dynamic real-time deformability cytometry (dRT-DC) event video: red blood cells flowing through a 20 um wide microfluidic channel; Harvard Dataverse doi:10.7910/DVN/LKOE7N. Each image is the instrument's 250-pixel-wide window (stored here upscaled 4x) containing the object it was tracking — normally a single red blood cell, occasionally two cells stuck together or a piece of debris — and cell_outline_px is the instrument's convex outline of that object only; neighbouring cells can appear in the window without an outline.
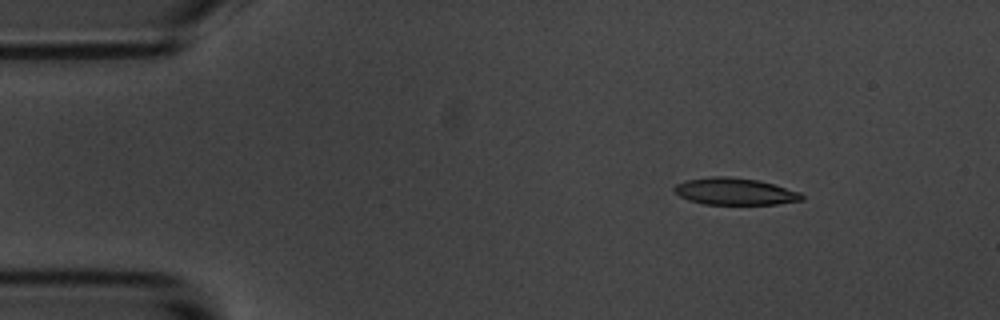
{"species": "common noctule bat (a hibernating species)", "species_latin": "Nyctalus noctula", "temperature_condition": "room temperature", "stored_images_in_passage": 5, "camera_frame_rate_fps": 3000, "um_per_image_px": 0.085, "animal": {"sex": "male", "body_mass_g": 20.1, "forearm_length_mm": 53.5}, "frame": {"image": 1, "passage_image": 3, "time_ms": 2.333, "image_size_px": [1000, 320], "cell_outline_px": [[804, 200], [780, 204], [704, 204], [688, 200], [680, 196], [672, 188], [676, 184], [684, 180], [712, 176], [728, 176], [760, 180], [800, 192], [804, 196]], "centroid_in_image_um": [62.47, 16.27], "position_along_channel_um": 22.5, "area_um2": 20.17}}